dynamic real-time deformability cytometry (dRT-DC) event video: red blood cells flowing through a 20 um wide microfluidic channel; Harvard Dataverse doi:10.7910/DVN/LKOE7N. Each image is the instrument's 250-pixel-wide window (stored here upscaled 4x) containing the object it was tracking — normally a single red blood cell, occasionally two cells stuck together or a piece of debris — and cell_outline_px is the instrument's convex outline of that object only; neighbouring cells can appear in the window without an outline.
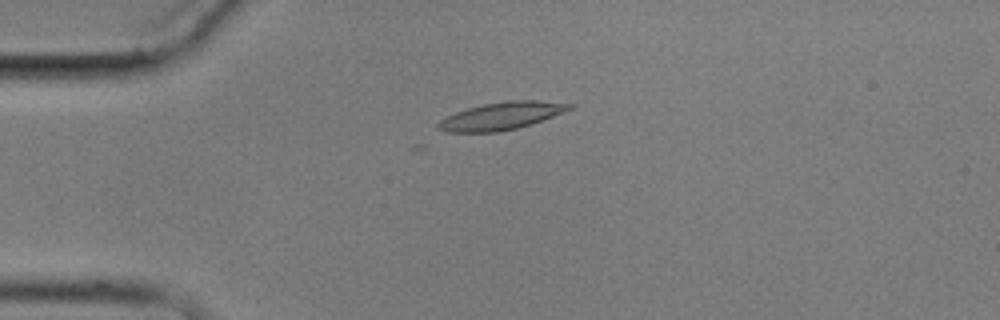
{"species": "common noctule bat (a hibernating species)", "species_latin": "Nyctalus noctula", "temperature_condition": "cold", "stored_images_in_passage": 7, "camera_frame_rate_fps": 3000, "um_per_image_px": 0.085, "animal": {"sex": "male", "body_mass_g": 17.9}, "frame": {"image": 1, "passage_image": 4, "time_ms": 3.333, "image_size_px": [1000, 320], "cell_outline_px": [[572, 108], [532, 124], [516, 128], [496, 132], [444, 132], [436, 128], [436, 124], [440, 120], [456, 112], [468, 108], [484, 104], [508, 100], [536, 100], [572, 104]], "centroid_in_image_um": [42.57, 9.86], "position_along_channel_um": 42.4, "area_um2": 20.81}}
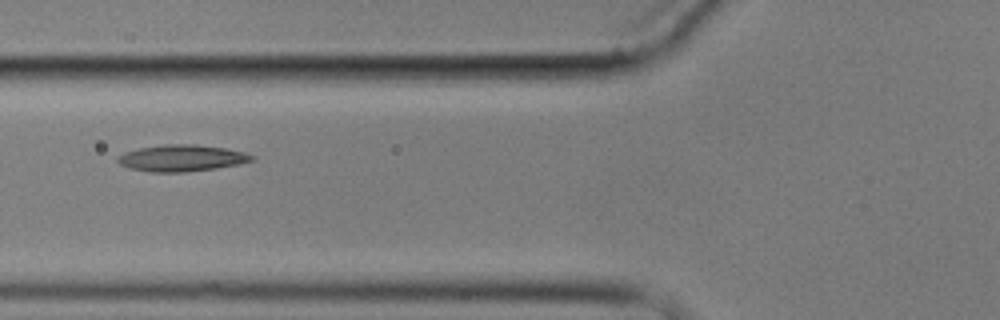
{"frame": {"image": 2, "passage_image": 6, "time_ms": 6.0, "image_size_px": [1000, 320], "cell_outline_px": [[256, 160], [240, 164], [216, 168], [184, 172], [152, 172], [128, 168], [120, 164], [116, 160], [116, 156], [124, 152], [140, 148], [164, 144], [196, 144], [224, 148], [244, 152], [256, 156]], "centroid_in_image_um": [15.45, 13.43], "position_along_channel_um": 110.3, "area_um2": 20.92}}